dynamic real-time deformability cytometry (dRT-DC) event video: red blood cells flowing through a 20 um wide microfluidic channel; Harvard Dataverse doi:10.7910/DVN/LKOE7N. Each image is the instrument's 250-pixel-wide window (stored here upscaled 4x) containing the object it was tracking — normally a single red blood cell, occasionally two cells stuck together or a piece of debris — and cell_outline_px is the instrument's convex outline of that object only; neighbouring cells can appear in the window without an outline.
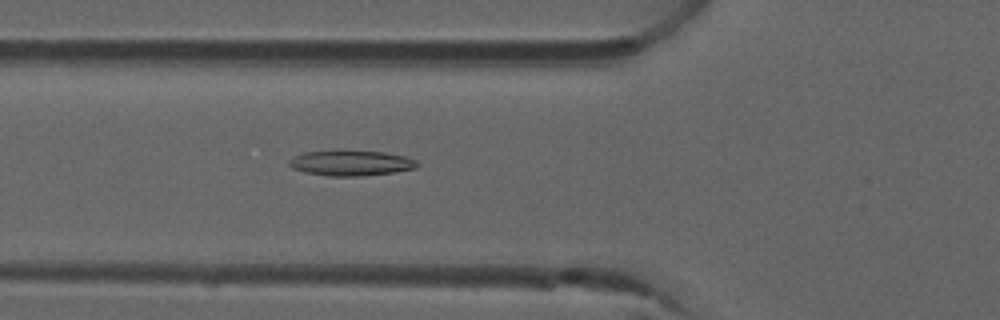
{"species": "common noctule bat (a hibernating species)", "species_latin": "Nyctalus noctula", "temperature_condition": "room temperature", "stored_images_in_passage": 5, "camera_frame_rate_fps": 3000, "um_per_image_px": 0.085, "animal": {"sex": "male", "forearm_length_mm": 52.5}, "frame": {"image": 1, "passage_image": 5, "time_ms": 1.333, "image_size_px": [1000, 320], "cell_outline_px": [[420, 164], [416, 168], [392, 172], [360, 176], [328, 176], [304, 172], [292, 168], [288, 164], [288, 160], [304, 152], [384, 152], [404, 156], [416, 160]], "centroid_in_image_um": [29.84, 13.88], "position_along_channel_um": 96.0, "area_um2": 18.38}}